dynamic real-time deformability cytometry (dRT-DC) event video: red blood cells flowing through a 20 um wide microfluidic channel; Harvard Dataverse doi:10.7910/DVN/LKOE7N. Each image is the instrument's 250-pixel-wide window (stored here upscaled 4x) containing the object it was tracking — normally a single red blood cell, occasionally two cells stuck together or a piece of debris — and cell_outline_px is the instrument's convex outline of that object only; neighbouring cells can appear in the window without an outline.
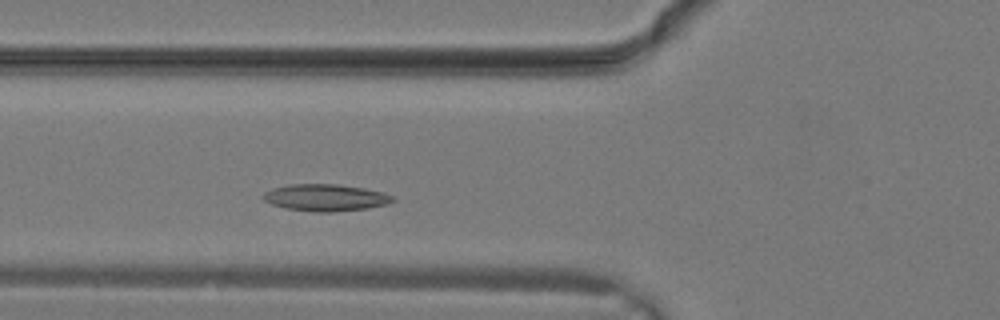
{"species": "common noctule bat (a hibernating species)", "species_latin": "Nyctalus noctula", "temperature_condition": "warm", "stored_images_in_passage": 6, "camera_frame_rate_fps": 3000, "um_per_image_px": 0.085, "animal": {"sex": "male", "body_mass_g": 19.2, "forearm_length_mm": 51.8}, "frame": {"image": 1, "passage_image": 6, "time_ms": 1.667, "image_size_px": [1000, 320], "cell_outline_px": [[396, 200], [388, 204], [368, 208], [332, 212], [316, 212], [288, 208], [272, 204], [264, 200], [260, 196], [264, 192], [272, 188], [288, 184], [336, 184], [364, 188], [384, 192], [396, 196]], "centroid_in_image_um": [27.71, 16.79], "position_along_channel_um": 98.1, "area_um2": 20.46}}